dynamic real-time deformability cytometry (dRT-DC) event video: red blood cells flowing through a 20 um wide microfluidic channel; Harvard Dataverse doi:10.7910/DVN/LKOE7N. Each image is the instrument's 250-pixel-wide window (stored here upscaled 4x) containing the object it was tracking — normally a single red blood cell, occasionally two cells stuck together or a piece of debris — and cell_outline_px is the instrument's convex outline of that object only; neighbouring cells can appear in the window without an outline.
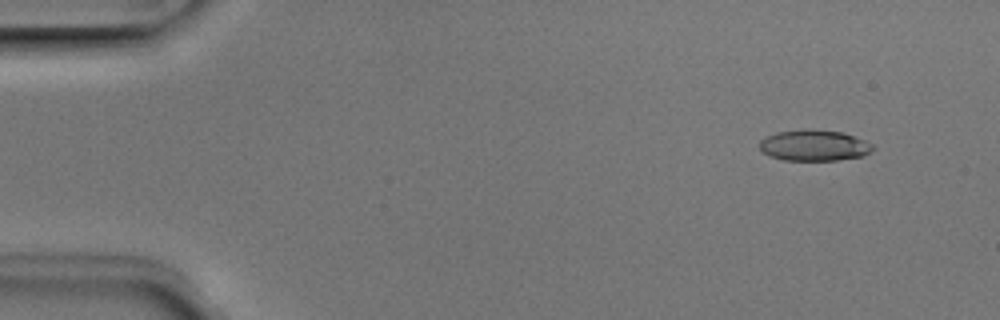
{"species": "Egyptian fruit bat (a non-hibernating species)", "species_latin": "Rousettus aegyptiacus", "temperature_condition": "room temperature", "stored_images_in_passage": 6, "camera_frame_rate_fps": 3000, "um_per_image_px": 0.085, "animal": {"sex": "male"}, "frame": {"image": 1, "passage_image": 2, "time_ms": 0.333, "image_size_px": [1000, 320], "cell_outline_px": [[876, 148], [872, 152], [864, 156], [836, 160], [784, 160], [768, 156], [760, 148], [760, 140], [764, 136], [776, 132], [804, 128], [812, 128], [844, 132], [864, 140], [872, 144]], "centroid_in_image_um": [69.21, 12.34], "position_along_channel_um": 15.8, "area_um2": 20.92}}
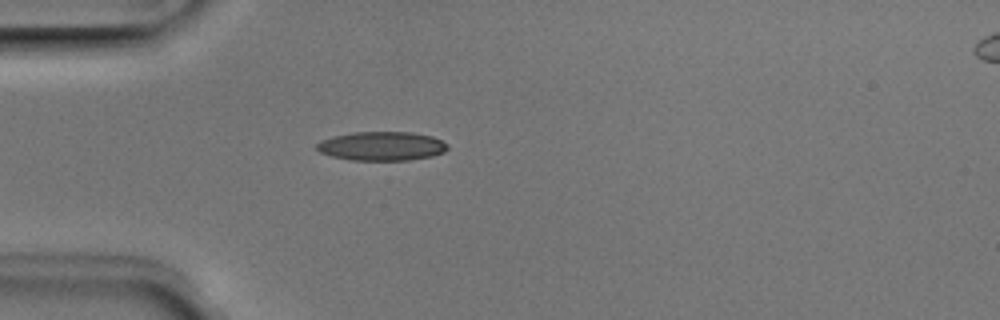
{"frame": {"image": 2, "passage_image": 5, "time_ms": 1.333, "image_size_px": [1000, 320], "cell_outline_px": [[448, 148], [444, 152], [432, 156], [408, 160], [352, 160], [332, 156], [320, 152], [316, 148], [316, 144], [320, 140], [332, 136], [352, 132], [412, 132], [432, 136], [448, 144]], "centroid_in_image_um": [32.44, 12.41], "position_along_channel_um": 52.6, "area_um2": 22.14}}